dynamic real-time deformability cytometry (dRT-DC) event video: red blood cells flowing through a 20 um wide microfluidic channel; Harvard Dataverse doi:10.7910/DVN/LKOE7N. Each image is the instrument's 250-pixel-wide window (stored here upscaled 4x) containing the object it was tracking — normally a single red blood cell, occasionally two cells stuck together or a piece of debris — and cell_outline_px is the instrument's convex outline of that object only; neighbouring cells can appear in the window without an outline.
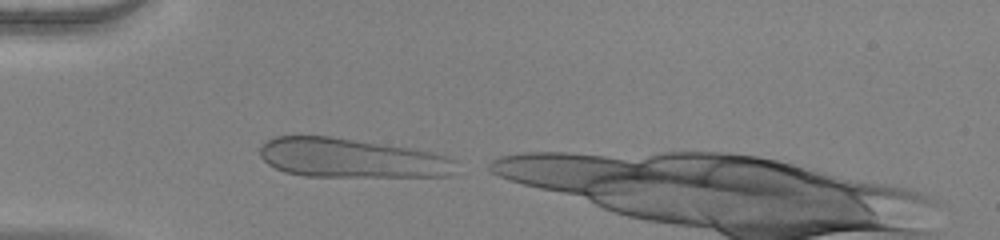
{"species": "human", "species_latin": "Homo sapiens", "temperature_condition": "warm", "stored_images_in_passage": 30, "camera_frame_rate_fps": 3000, "um_per_image_px": 0.085, "donor": {"sex": "female"}, "frame": {"image": 1, "passage_image": 1, "time_ms": 0.0, "image_size_px": [1000, 240], "cell_outline_px": [[456, 172], [452, 176], [304, 176], [284, 172], [268, 164], [260, 156], [260, 148], [268, 140], [276, 136], [332, 136], [408, 148], [432, 152], [448, 156], [456, 160]], "centroid_in_image_um": [29.88, 13.44], "position_along_channel_um": 55.1, "area_um2": 44.8}}
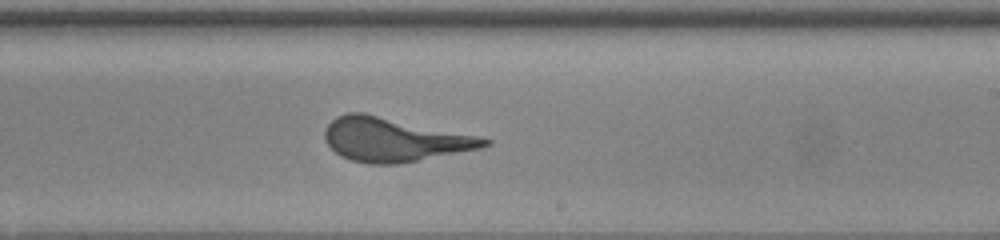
{"frame": {"image": 2, "passage_image": 17, "time_ms": 5.333, "image_size_px": [1000, 240], "cell_outline_px": [[492, 144], [480, 148], [400, 164], [368, 164], [352, 160], [340, 156], [324, 140], [324, 128], [336, 116], [348, 112], [364, 112], [476, 136], [492, 140]], "centroid_in_image_um": [33.44, 11.86], "position_along_channel_um": 255.6, "area_um2": 40.58}}
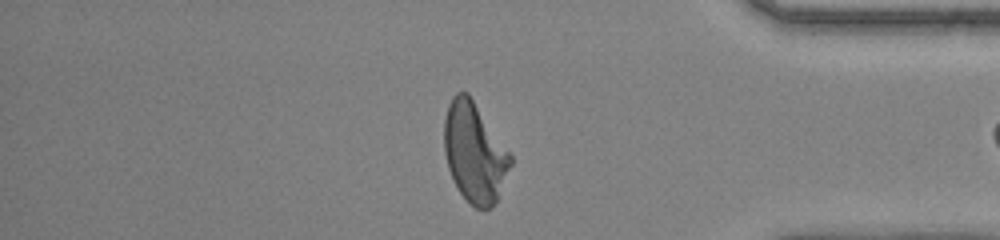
{"frame": {"image": 3, "passage_image": 29, "time_ms": 9.333, "image_size_px": [1000, 240], "cell_outline_px": [[512, 164], [496, 200], [492, 208], [476, 208], [460, 192], [448, 168], [444, 152], [444, 120], [448, 104], [452, 96], [456, 92], [468, 92], [512, 156]], "centroid_in_image_um": [40.32, 12.93], "position_along_channel_um": 394.9, "area_um2": 38.09}}